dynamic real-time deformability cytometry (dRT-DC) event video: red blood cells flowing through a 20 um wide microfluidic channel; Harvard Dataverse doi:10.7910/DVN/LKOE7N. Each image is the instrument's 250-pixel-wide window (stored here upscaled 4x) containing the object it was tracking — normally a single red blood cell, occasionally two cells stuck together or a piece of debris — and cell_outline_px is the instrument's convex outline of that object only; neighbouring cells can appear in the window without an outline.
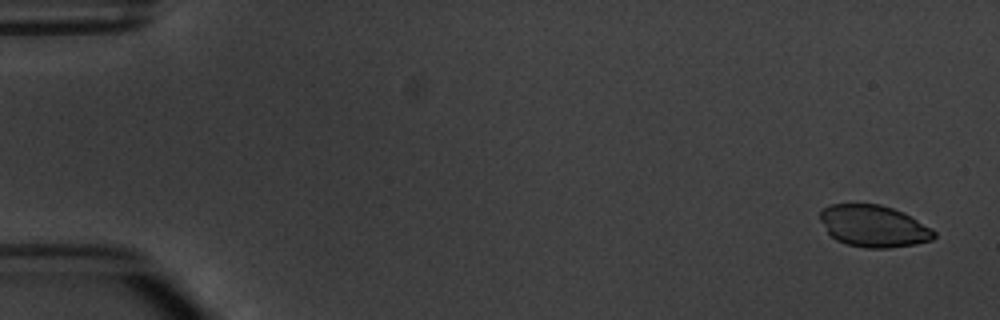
{"species": "common noctule bat (a hibernating species)", "species_latin": "Nyctalus noctula", "temperature_condition": "warm", "stored_images_in_passage": 5, "camera_frame_rate_fps": 3000, "um_per_image_px": 0.085, "animal": {"sex": "male", "body_mass_g": 20.1, "forearm_length_mm": 53.5}, "frame": {"image": 1, "passage_image": 1, "time_ms": 0.0, "image_size_px": [1000, 320], "cell_outline_px": [[936, 236], [932, 240], [916, 244], [888, 248], [868, 248], [848, 244], [836, 240], [828, 232], [820, 220], [820, 212], [824, 208], [832, 204], [880, 204], [904, 212], [932, 228], [936, 232]], "centroid_in_image_um": [74.3, 19.22], "position_along_channel_um": 10.7, "area_um2": 27.74}}